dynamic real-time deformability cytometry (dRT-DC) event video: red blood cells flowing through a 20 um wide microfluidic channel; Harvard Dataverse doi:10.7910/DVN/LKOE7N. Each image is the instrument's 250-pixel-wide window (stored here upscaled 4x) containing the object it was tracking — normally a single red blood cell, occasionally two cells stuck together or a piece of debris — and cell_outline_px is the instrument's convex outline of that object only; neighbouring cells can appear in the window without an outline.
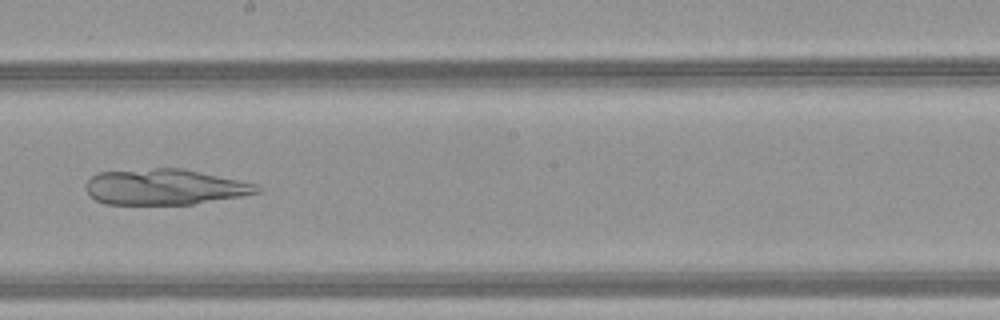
{"species": "common noctule bat (a hibernating species)", "species_latin": "Nyctalus noctula", "temperature_condition": "warm", "stored_images_in_passage": 50, "camera_frame_rate_fps": 3000, "um_per_image_px": 0.085, "animal": {"sex": "female", "body_mass_g": 21.9}, "frame": {"image": 1, "passage_image": 30, "time_ms": 9.667, "image_size_px": [1000, 320], "cell_outline_px": [[264, 188], [260, 192], [240, 196], [192, 204], [104, 204], [88, 196], [84, 188], [84, 184], [96, 172], [156, 168], [180, 168], [256, 184]], "centroid_in_image_um": [13.93, 15.89], "position_along_channel_um": 234.3, "area_um2": 35.6}}